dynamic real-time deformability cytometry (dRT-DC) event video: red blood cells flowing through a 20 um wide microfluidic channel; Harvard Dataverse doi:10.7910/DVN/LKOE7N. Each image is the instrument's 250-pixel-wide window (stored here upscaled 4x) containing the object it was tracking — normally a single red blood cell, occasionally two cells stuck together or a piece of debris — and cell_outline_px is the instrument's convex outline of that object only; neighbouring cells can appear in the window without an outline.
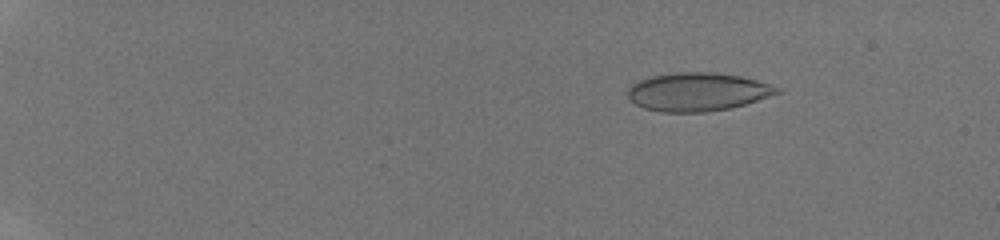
{"species": "human", "species_latin": "Homo sapiens", "temperature_condition": "room temperature", "stored_images_in_passage": 25, "camera_frame_rate_fps": 3000, "um_per_image_px": 0.085, "donor": {"sex": "male"}, "frame": {"image": 1, "passage_image": 11, "time_ms": 3.0, "image_size_px": [1000, 240], "cell_outline_px": [[784, 92], [744, 104], [728, 108], [704, 112], [660, 112], [644, 108], [636, 104], [628, 96], [628, 88], [632, 84], [640, 80], [652, 76], [676, 72], [712, 72], [740, 76], [756, 80], [784, 88]], "centroid_in_image_um": [59.34, 7.8], "position_along_channel_um": 25.7, "area_um2": 33.35}}
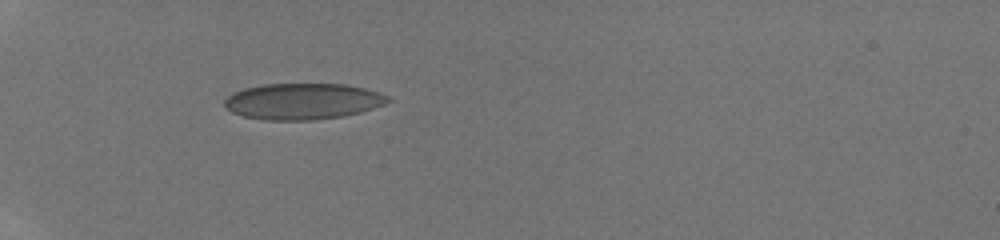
{"frame": {"image": 2, "passage_image": 24, "time_ms": 6.667, "image_size_px": [1000, 240], "cell_outline_px": [[392, 100], [384, 104], [360, 112], [344, 116], [312, 120], [264, 120], [244, 116], [232, 112], [224, 108], [224, 100], [228, 96], [244, 88], [264, 84], [344, 84], [364, 88], [388, 96]], "centroid_in_image_um": [25.71, 8.62], "position_along_channel_um": 59.3, "area_um2": 34.33}}